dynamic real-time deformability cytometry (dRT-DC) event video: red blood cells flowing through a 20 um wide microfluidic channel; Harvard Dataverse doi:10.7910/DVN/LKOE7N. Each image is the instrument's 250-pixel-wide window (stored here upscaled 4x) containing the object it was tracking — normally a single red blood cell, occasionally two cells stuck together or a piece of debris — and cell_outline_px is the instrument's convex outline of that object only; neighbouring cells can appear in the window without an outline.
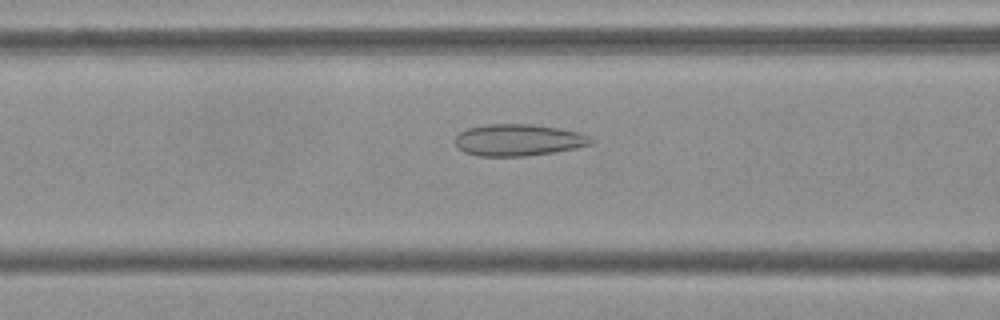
{"species": "Egyptian fruit bat (a non-hibernating species)", "species_latin": "Rousettus aegyptiacus", "temperature_condition": "cold", "stored_images_in_passage": 49, "camera_frame_rate_fps": 3000, "um_per_image_px": 0.085, "frame": {"image": 1, "passage_image": 20, "time_ms": 6.333, "image_size_px": [1000, 320], "cell_outline_px": [[596, 140], [592, 144], [576, 148], [552, 152], [524, 156], [480, 156], [464, 152], [456, 148], [456, 136], [460, 132], [468, 128], [488, 124], [528, 124], [556, 128], [580, 132]], "centroid_in_image_um": [44.06, 11.9], "position_along_channel_um": 122.5, "area_um2": 25.03}}
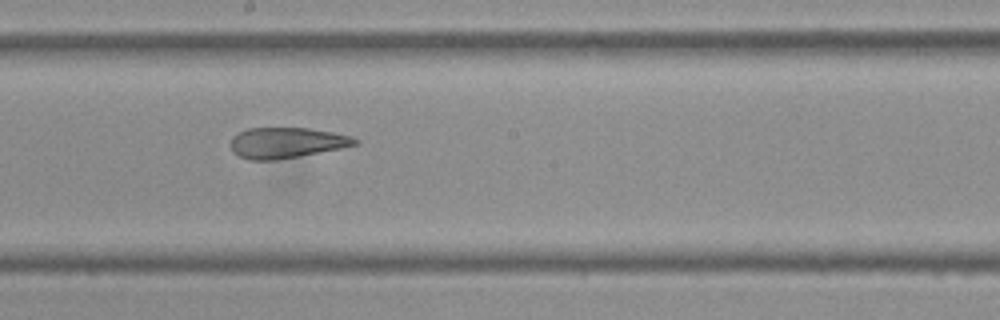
{"frame": {"image": 2, "passage_image": 28, "time_ms": 9.0, "image_size_px": [1000, 320], "cell_outline_px": [[360, 140], [356, 144], [340, 148], [300, 156], [276, 160], [248, 160], [232, 152], [232, 136], [248, 128], [308, 128], [332, 132], [352, 136]], "centroid_in_image_um": [24.35, 12.13], "position_along_channel_um": 223.8, "area_um2": 22.08}}
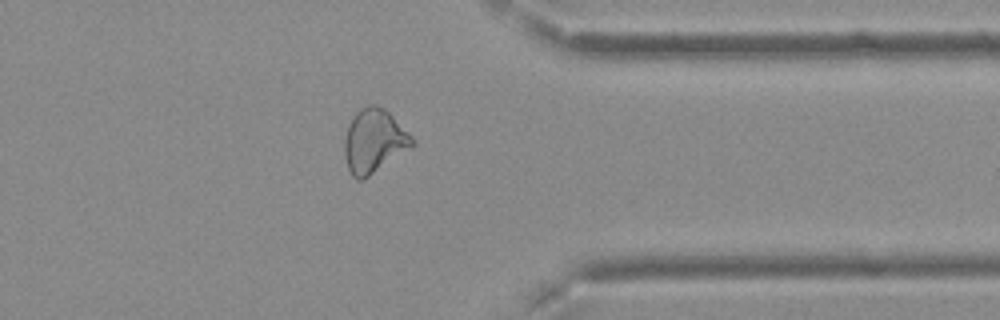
{"frame": {"image": 3, "passage_image": 41, "time_ms": 13.333, "image_size_px": [1000, 320], "cell_outline_px": [[416, 144], [412, 148], [364, 180], [356, 180], [352, 176], [348, 168], [344, 156], [344, 140], [348, 124], [356, 112], [360, 108], [368, 104], [376, 104], [384, 108], [416, 140]], "centroid_in_image_um": [31.8, 12.01], "position_along_channel_um": 379.6, "area_um2": 25.55}, "authors_computed_cell_mechanics": {"area_um2": 25.3164, "velocity_mm_per_s": 3.7913, "shape_relaxation_time_tau1_ms": null, "shape_relaxation_time_tau2_ms": 2.8075, "deformation_change_tau1": null, "deformation_change_tau2": 0.1259}}